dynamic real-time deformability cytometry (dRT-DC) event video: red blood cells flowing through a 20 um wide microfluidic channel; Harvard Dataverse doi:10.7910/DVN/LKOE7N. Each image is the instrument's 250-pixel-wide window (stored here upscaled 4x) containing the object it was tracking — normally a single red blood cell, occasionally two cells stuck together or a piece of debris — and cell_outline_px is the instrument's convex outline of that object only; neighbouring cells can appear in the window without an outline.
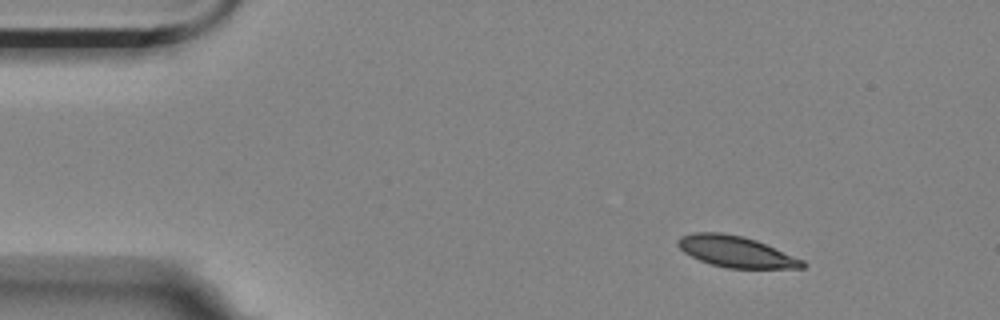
{"species": "Egyptian fruit bat (a non-hibernating species)", "species_latin": "Rousettus aegyptiacus", "temperature_condition": "room temperature", "stored_images_in_passage": 5, "camera_frame_rate_fps": 3000, "um_per_image_px": 0.085, "animal": {"sex": "female"}, "frame": {"image": 1, "passage_image": 2, "time_ms": 0.333, "image_size_px": [1000, 320], "cell_outline_px": [[808, 264], [804, 268], [728, 268], [712, 264], [700, 260], [684, 252], [676, 244], [676, 240], [680, 236], [692, 232], [720, 232], [744, 236], [756, 240], [804, 260]], "centroid_in_image_um": [62.55, 21.38], "position_along_channel_um": 22.4, "area_um2": 22.66}}
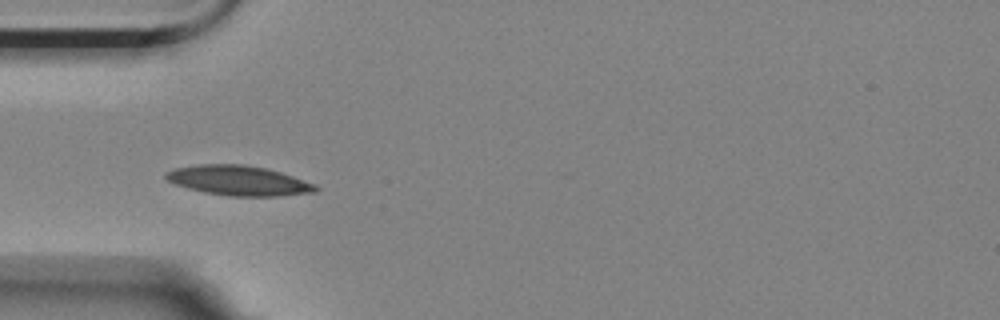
{"frame": {"image": 2, "passage_image": 4, "time_ms": 1.0, "image_size_px": [1000, 320], "cell_outline_px": [[320, 188], [316, 192], [280, 196], [228, 196], [204, 192], [188, 188], [176, 184], [168, 180], [164, 176], [164, 172], [176, 168], [196, 164], [244, 164], [268, 168], [316, 184]], "centroid_in_image_um": [20.3, 15.34], "position_along_channel_um": 64.7, "area_um2": 26.18}}
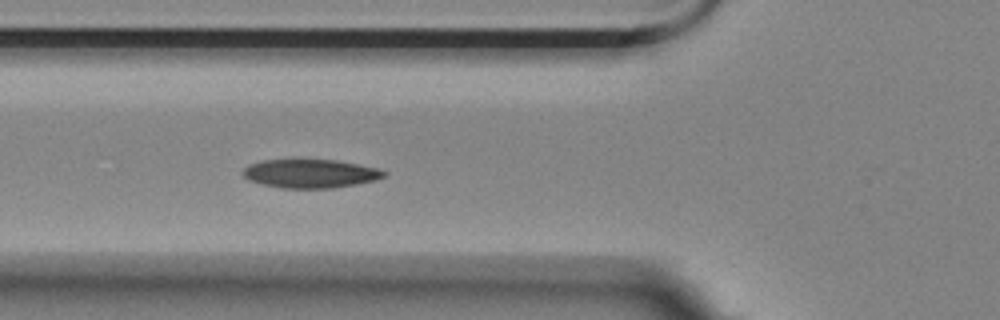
{"frame": {"image": 3, "passage_image": 5, "time_ms": 1.333, "image_size_px": [1000, 320], "cell_outline_px": [[388, 172], [384, 176], [376, 180], [356, 184], [332, 188], [280, 188], [260, 184], [248, 180], [240, 172], [248, 164], [264, 160], [336, 160], [376, 168]], "centroid_in_image_um": [26.33, 14.76], "position_along_channel_um": 99.5, "area_um2": 23.52}}